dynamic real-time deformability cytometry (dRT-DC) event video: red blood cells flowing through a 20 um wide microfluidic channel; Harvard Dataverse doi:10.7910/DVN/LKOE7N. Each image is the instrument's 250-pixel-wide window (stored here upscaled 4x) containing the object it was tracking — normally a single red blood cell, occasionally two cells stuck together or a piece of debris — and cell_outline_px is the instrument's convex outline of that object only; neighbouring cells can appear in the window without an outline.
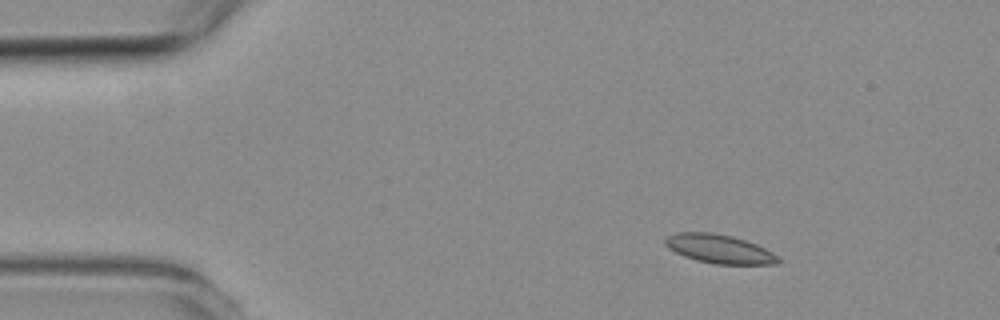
{"species": "common noctule bat (a hibernating species)", "species_latin": "Nyctalus noctula", "temperature_condition": "room temperature", "stored_images_in_passage": 5, "camera_frame_rate_fps": 3000, "um_per_image_px": 0.085, "animal": {"sex": "female", "body_mass_g": 19.3, "forearm_length_mm": 54.1}, "frame": {"image": 1, "passage_image": 2, "time_ms": 1.0, "image_size_px": [1000, 320], "cell_outline_px": [[780, 264], [716, 264], [696, 260], [684, 256], [668, 248], [664, 244], [664, 240], [668, 236], [680, 232], [712, 232], [732, 236], [756, 244], [772, 252], [780, 260]], "centroid_in_image_um": [61.13, 21.16], "position_along_channel_um": 23.9, "area_um2": 18.84}}